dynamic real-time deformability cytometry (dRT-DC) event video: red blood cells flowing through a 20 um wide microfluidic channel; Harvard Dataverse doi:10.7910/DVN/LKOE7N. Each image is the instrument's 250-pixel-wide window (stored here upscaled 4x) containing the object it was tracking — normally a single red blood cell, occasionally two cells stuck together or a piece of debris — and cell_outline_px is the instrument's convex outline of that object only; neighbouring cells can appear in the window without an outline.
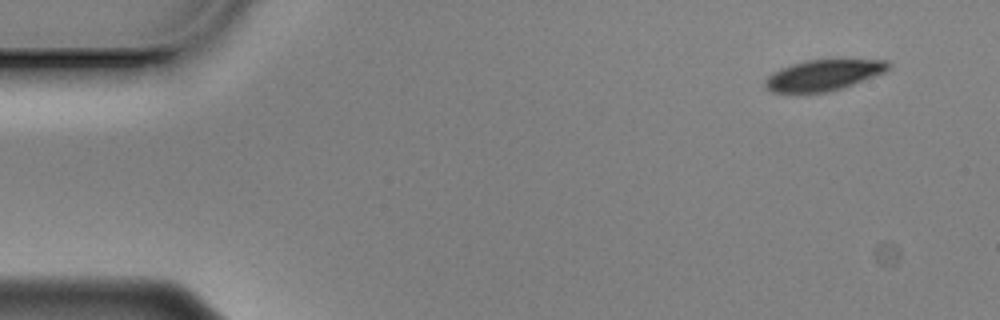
{"species": "Egyptian fruit bat (a non-hibernating species)", "species_latin": "Rousettus aegyptiacus", "temperature_condition": "cold", "stored_images_in_passage": 54, "camera_frame_rate_fps": 3000, "um_per_image_px": 0.085, "animal": {"sex": "male"}, "frame": {"image": 1, "passage_image": 1, "time_ms": 0.0, "image_size_px": [1000, 320], "cell_outline_px": [[892, 64], [884, 72], [852, 84], [828, 92], [772, 92], [764, 88], [764, 80], [772, 72], [780, 68], [804, 60], [888, 60]], "centroid_in_image_um": [69.94, 6.38], "position_along_channel_um": 15.1, "area_um2": 21.91}}
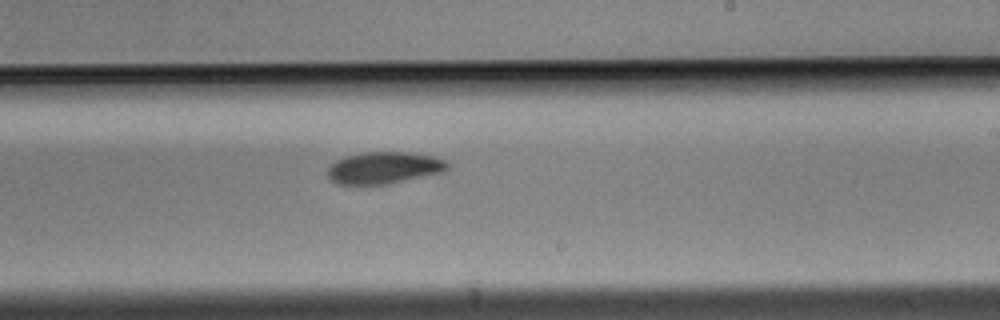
{"frame": {"image": 2, "passage_image": 31, "time_ms": 10.0, "image_size_px": [1000, 320], "cell_outline_px": [[448, 168], [444, 172], [388, 184], [336, 184], [328, 176], [328, 168], [336, 160], [344, 156], [364, 152], [408, 152], [436, 156], [444, 160], [448, 164]], "centroid_in_image_um": [32.66, 14.25], "position_along_channel_um": 256.3, "area_um2": 22.31}}
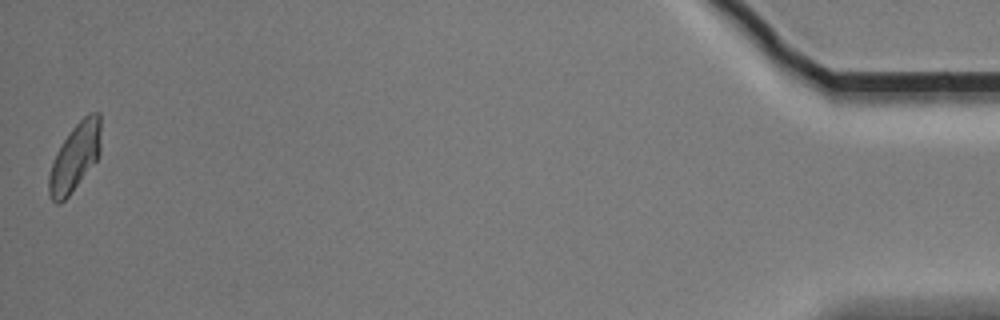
{"frame": {"image": 3, "passage_image": 54, "time_ms": 17.667, "image_size_px": [1000, 320], "cell_outline_px": [[100, 152], [96, 160], [68, 196], [60, 204], [56, 204], [48, 196], [48, 176], [56, 152], [72, 128], [88, 112], [100, 112]], "centroid_in_image_um": [6.35, 13.36], "position_along_channel_um": 428.8, "area_um2": 20.29}, "authors_computed_cell_mechanics": {"area_um2": 22.7443, "velocity_mm_per_s": 3.4668, "shape_relaxation_time_tau1_ms": 1.8378, "shape_relaxation_time_tau2_ms": null, "deformation_change_tau1": 0.0862, "deformation_change_tau2": null}}